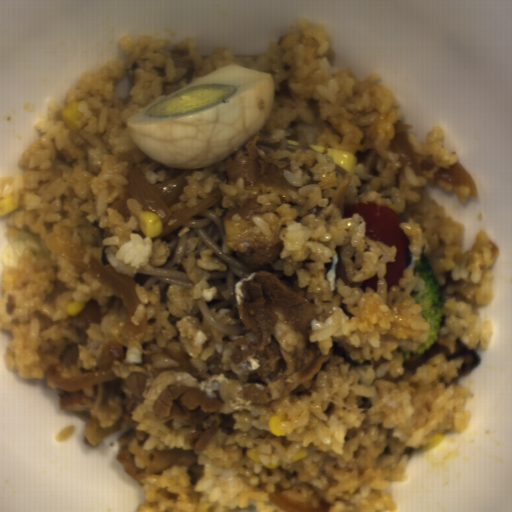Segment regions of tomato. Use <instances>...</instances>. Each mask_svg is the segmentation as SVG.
<instances>
[{"instance_id": "1", "label": "tomato", "mask_w": 512, "mask_h": 512, "mask_svg": "<svg viewBox=\"0 0 512 512\" xmlns=\"http://www.w3.org/2000/svg\"><path fill=\"white\" fill-rule=\"evenodd\" d=\"M357 213L365 222V236L374 242H381L391 248L395 245L397 254L394 262L386 263L383 277L388 283V293L393 286H399L406 269L407 253L410 251L409 239L400 224L404 223L399 214L391 207H378L376 203H360L344 206L343 218Z\"/></svg>"}]
</instances>
